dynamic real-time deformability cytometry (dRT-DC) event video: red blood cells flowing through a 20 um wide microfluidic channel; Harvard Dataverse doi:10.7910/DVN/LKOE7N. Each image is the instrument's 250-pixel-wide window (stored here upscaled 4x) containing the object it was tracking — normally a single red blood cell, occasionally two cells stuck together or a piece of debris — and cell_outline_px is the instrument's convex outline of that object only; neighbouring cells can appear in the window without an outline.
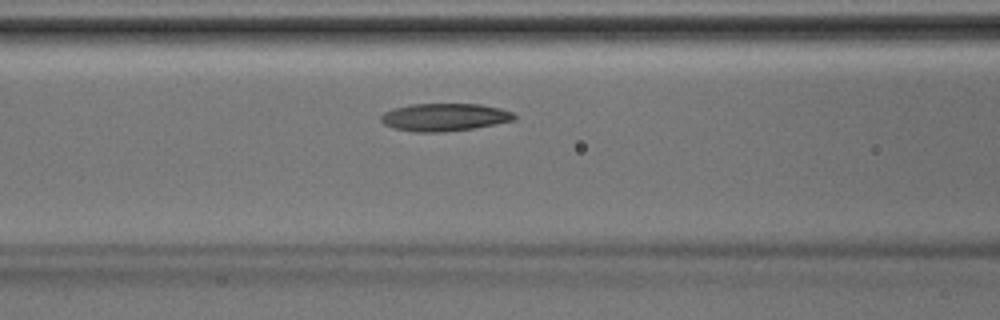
{"species": "Egyptian fruit bat (a non-hibernating species)", "species_latin": "Rousettus aegyptiacus", "temperature_condition": "room temperature", "stored_images_in_passage": 32, "camera_frame_rate_fps": 3000, "um_per_image_px": 0.085, "animal": {"sex": "male"}, "frame": {"image": 1, "passage_image": 12, "time_ms": 3.667, "image_size_px": [1000, 320], "cell_outline_px": [[516, 120], [472, 128], [440, 132], [416, 132], [392, 128], [384, 124], [380, 120], [380, 116], [384, 112], [392, 108], [412, 104], [480, 104], [500, 108], [512, 112], [516, 116]], "centroid_in_image_um": [37.75, 9.95], "position_along_channel_um": 128.9, "area_um2": 21.5}}
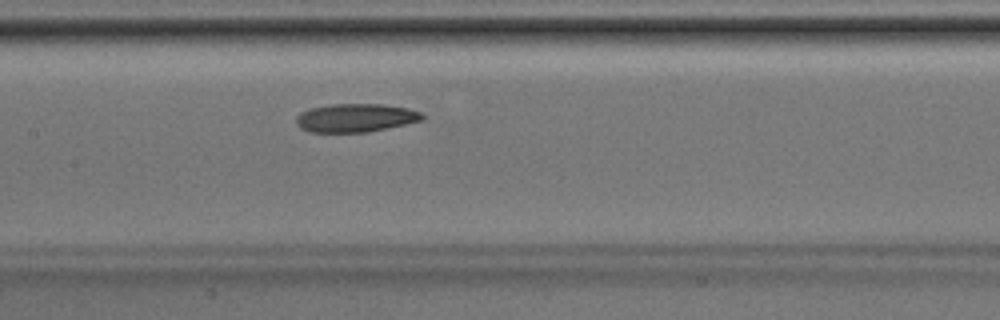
{"frame": {"image": 2, "passage_image": 15, "time_ms": 4.667, "image_size_px": [1000, 320], "cell_outline_px": [[424, 120], [368, 132], [308, 132], [300, 128], [296, 124], [296, 116], [300, 112], [308, 108], [332, 104], [380, 104], [408, 108], [420, 112], [424, 116]], "centroid_in_image_um": [30.19, 10.02], "position_along_channel_um": 177.2, "area_um2": 20.98}}
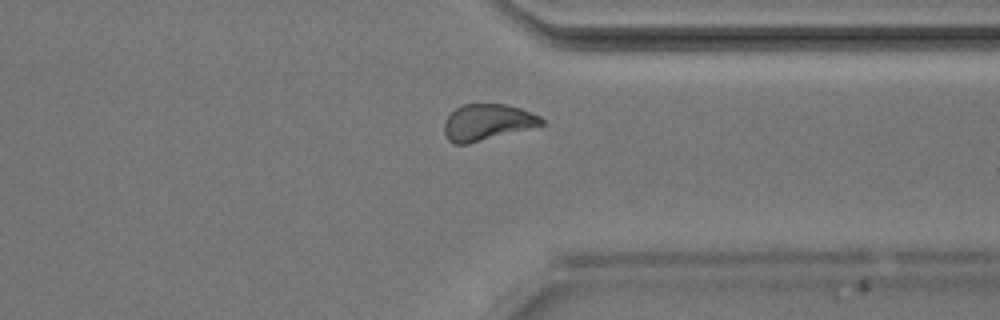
{"frame": {"image": 3, "passage_image": 27, "time_ms": 8.667, "image_size_px": [1000, 320], "cell_outline_px": [[544, 124], [468, 144], [452, 144], [448, 140], [444, 132], [444, 120], [456, 108], [464, 104], [504, 104], [520, 108], [540, 116], [544, 120]], "centroid_in_image_um": [41.38, 10.39], "position_along_channel_um": 370.0, "area_um2": 20.35}}